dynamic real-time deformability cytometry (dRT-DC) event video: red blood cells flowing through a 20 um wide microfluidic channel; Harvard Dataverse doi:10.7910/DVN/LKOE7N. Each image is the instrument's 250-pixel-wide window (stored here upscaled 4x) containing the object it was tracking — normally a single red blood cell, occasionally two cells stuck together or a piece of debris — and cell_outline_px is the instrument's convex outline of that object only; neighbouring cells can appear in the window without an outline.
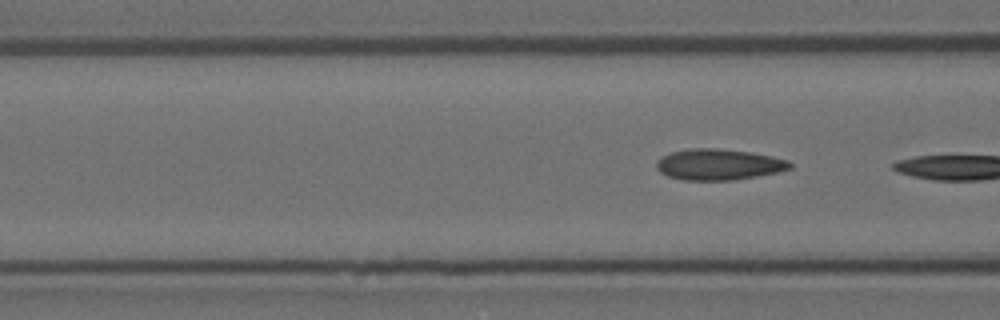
{"species": "Egyptian fruit bat (a non-hibernating species)", "species_latin": "Rousettus aegyptiacus", "temperature_condition": "room temperature", "stored_images_in_passage": 5, "segment_of_instrument_passage": [2, 2], "camera_frame_rate_fps": 3000, "um_per_image_px": 0.085, "animal": {"sex": "female"}, "frame": {"image": 1, "passage_image": 5, "time_ms": 1.333, "image_size_px": [1000, 320], "cell_outline_px": [[792, 168], [776, 172], [756, 176], [732, 180], [684, 180], [668, 176], [660, 172], [656, 168], [656, 160], [660, 156], [672, 152], [692, 148], [716, 148], [752, 152], [772, 156], [788, 160], [792, 164]], "centroid_in_image_um": [61.06, 13.97], "position_along_channel_um": 105.5, "area_um2": 24.16}}